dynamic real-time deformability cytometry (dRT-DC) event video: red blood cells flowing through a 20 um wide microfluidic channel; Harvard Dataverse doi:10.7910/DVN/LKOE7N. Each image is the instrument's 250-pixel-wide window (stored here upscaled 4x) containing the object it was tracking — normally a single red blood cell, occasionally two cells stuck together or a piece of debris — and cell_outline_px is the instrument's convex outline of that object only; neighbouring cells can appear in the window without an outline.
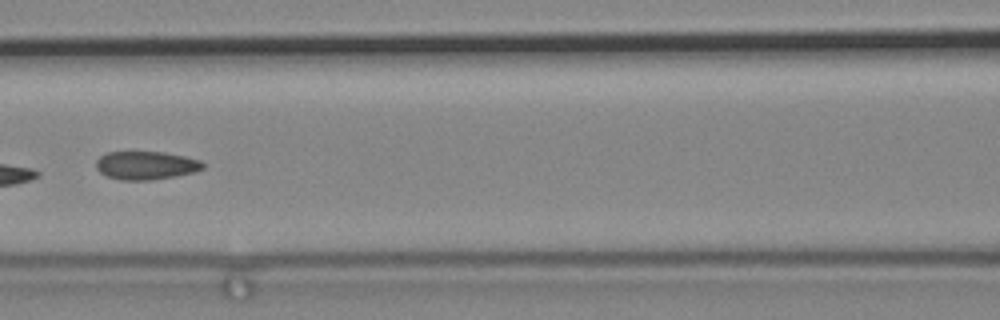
{"species": "common noctule bat (a hibernating species)", "species_latin": "Nyctalus noctula", "temperature_condition": "cold", "stored_images_in_passage": 7, "camera_frame_rate_fps": 3000, "um_per_image_px": 0.085, "animal": {"sex": "male", "body_mass_g": 19.2, "forearm_length_mm": 51.8}, "frame": {"image": 1, "passage_image": 3, "time_ms": 0.667, "image_size_px": [1000, 320], "cell_outline_px": [[204, 168], [192, 172], [176, 176], [152, 180], [120, 180], [108, 176], [100, 172], [96, 168], [96, 160], [100, 156], [108, 152], [164, 152], [184, 156], [200, 160], [204, 164]], "centroid_in_image_um": [12.4, 14.06], "position_along_channel_um": 154.2, "area_um2": 17.57}}
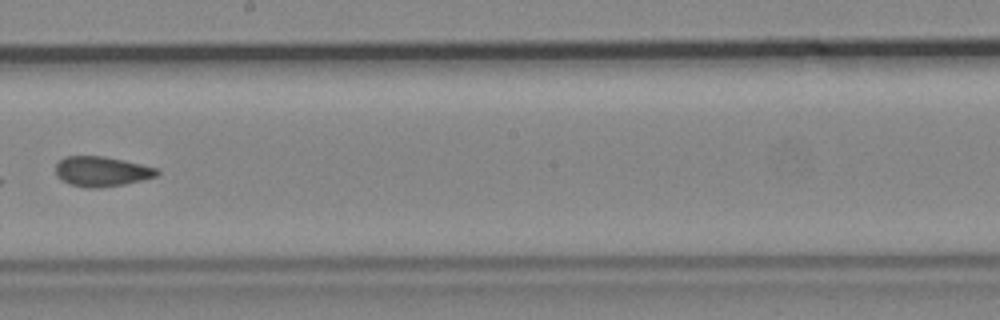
{"frame": {"image": 2, "passage_image": 5, "time_ms": 1.333, "image_size_px": [1000, 320], "cell_outline_px": [[160, 172], [156, 176], [124, 184], [96, 188], [88, 188], [72, 184], [56, 176], [56, 164], [64, 156], [104, 156], [160, 168]], "centroid_in_image_um": [8.66, 14.56], "position_along_channel_um": 239.5, "area_um2": 17.57}}
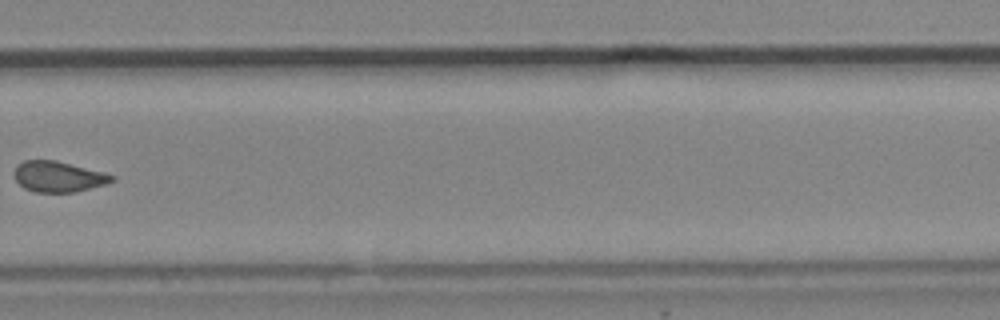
{"frame": {"image": 3, "passage_image": 7, "time_ms": 2.0, "image_size_px": [1000, 320], "cell_outline_px": [[116, 180], [108, 184], [76, 192], [36, 192], [24, 188], [16, 180], [16, 164], [24, 160], [56, 160], [104, 172], [116, 176]], "centroid_in_image_um": [5.02, 15.01], "position_along_channel_um": 324.8, "area_um2": 17.57}}